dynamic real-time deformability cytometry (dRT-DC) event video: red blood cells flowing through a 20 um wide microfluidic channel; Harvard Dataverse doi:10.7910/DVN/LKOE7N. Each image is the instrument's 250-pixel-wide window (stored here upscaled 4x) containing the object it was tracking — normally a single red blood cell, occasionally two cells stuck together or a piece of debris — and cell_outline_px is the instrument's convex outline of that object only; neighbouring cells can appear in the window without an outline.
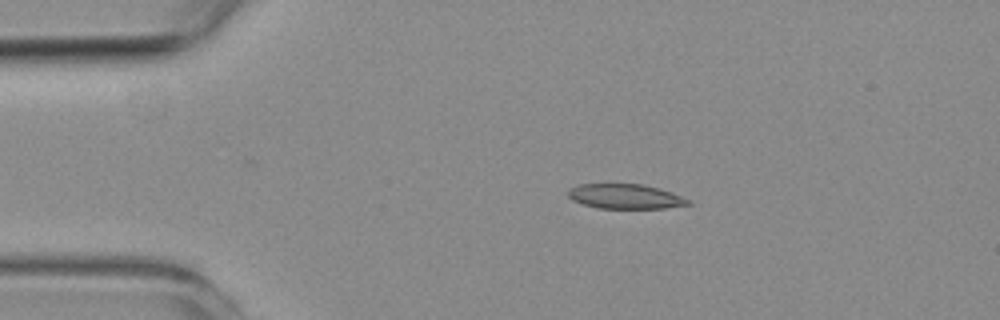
{"species": "common noctule bat (a hibernating species)", "species_latin": "Nyctalus noctula", "temperature_condition": "room temperature", "stored_images_in_passage": 45, "camera_frame_rate_fps": 3000, "um_per_image_px": 0.085, "animal": {"sex": "female", "body_mass_g": 19.3, "forearm_length_mm": 54.1}, "frame": {"image": 1, "passage_image": 1, "time_ms": 0.0, "image_size_px": [1000, 320], "cell_outline_px": [[692, 204], [664, 208], [596, 208], [572, 200], [568, 196], [568, 188], [580, 184], [644, 184], [660, 188], [672, 192], [692, 200]], "centroid_in_image_um": [53.18, 16.69], "position_along_channel_um": 31.8, "area_um2": 17.46}}
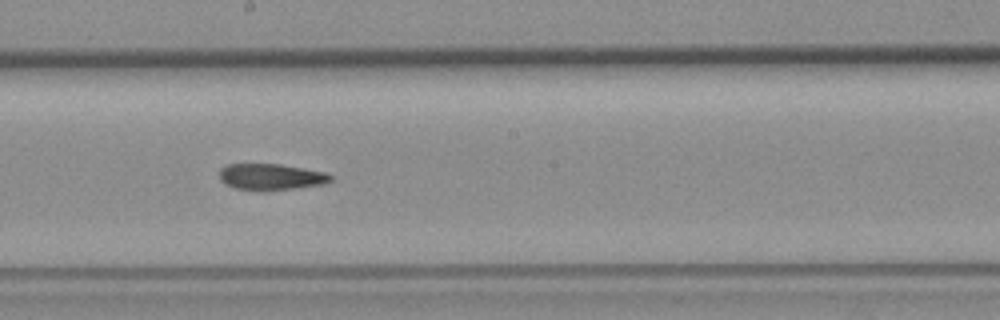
{"frame": {"image": 2, "passage_image": 20, "time_ms": 6.333, "image_size_px": [1000, 320], "cell_outline_px": [[332, 180], [324, 184], [268, 192], [260, 192], [236, 188], [224, 184], [220, 180], [220, 168], [228, 164], [280, 164], [304, 168], [324, 172], [332, 176]], "centroid_in_image_um": [23.01, 15.05], "position_along_channel_um": 225.2, "area_um2": 17.4}}
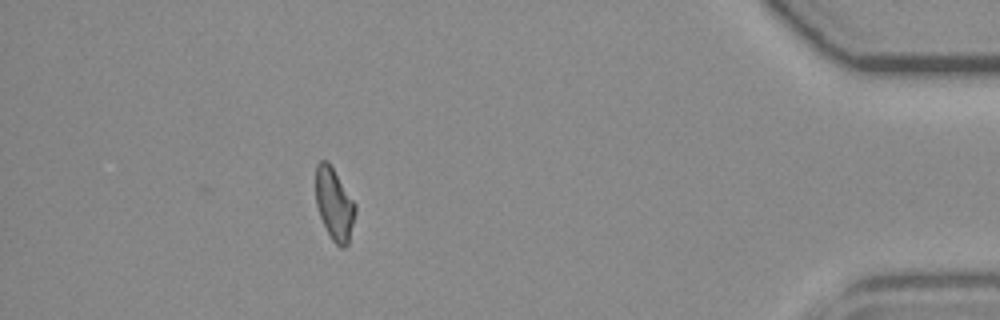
{"frame": {"image": 3, "passage_image": 39, "time_ms": 12.667, "image_size_px": [1000, 320], "cell_outline_px": [[356, 212], [348, 244], [344, 248], [340, 248], [332, 240], [320, 216], [316, 204], [316, 164], [320, 160], [328, 160], [356, 204]], "centroid_in_image_um": [28.42, 17.34], "position_along_channel_um": 406.8, "area_um2": 16.65}}